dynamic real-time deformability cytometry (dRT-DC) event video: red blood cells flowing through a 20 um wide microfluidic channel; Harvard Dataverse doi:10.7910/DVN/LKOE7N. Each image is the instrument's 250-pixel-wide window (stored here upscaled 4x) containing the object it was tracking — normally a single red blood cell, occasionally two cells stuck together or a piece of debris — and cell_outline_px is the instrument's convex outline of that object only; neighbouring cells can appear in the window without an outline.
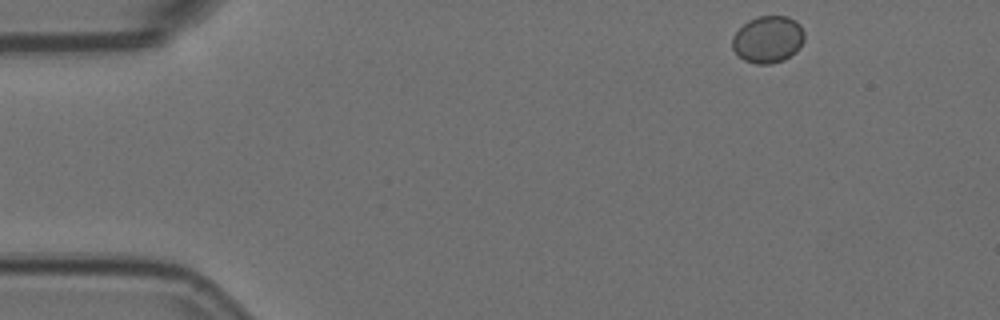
{"species": "Egyptian fruit bat (a non-hibernating species)", "species_latin": "Rousettus aegyptiacus", "temperature_condition": "room temperature", "stored_images_in_passage": 4, "camera_frame_rate_fps": 3000, "um_per_image_px": 0.085, "animal": {"sex": "female"}, "frame": {"image": 1, "passage_image": 1, "time_ms": 0.0, "image_size_px": [1000, 320], "cell_outline_px": [[804, 40], [796, 52], [784, 60], [772, 64], [756, 64], [744, 60], [732, 48], [732, 36], [748, 20], [756, 16], [788, 16], [796, 20], [800, 24], [804, 32]], "centroid_in_image_um": [65.29, 3.34], "position_along_channel_um": 19.7, "area_um2": 19.88}}
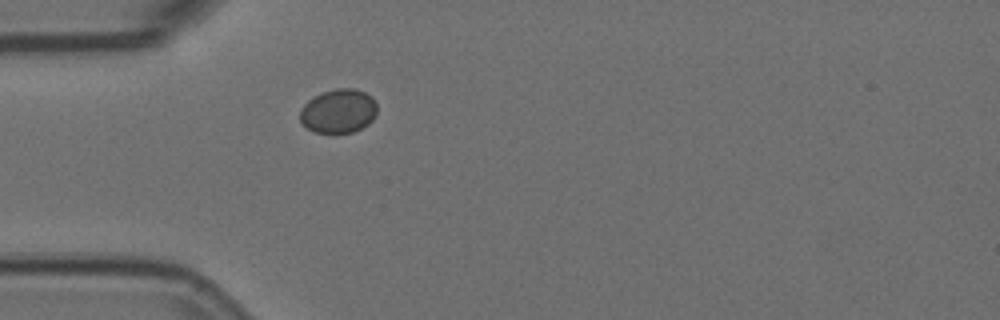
{"frame": {"image": 2, "passage_image": 4, "time_ms": 1.0, "image_size_px": [1000, 320], "cell_outline_px": [[376, 116], [368, 124], [352, 132], [312, 132], [300, 120], [300, 108], [312, 96], [320, 92], [336, 88], [352, 88], [364, 92], [372, 96], [376, 104]], "centroid_in_image_um": [28.76, 9.42], "position_along_channel_um": 56.2, "area_um2": 19.83}}